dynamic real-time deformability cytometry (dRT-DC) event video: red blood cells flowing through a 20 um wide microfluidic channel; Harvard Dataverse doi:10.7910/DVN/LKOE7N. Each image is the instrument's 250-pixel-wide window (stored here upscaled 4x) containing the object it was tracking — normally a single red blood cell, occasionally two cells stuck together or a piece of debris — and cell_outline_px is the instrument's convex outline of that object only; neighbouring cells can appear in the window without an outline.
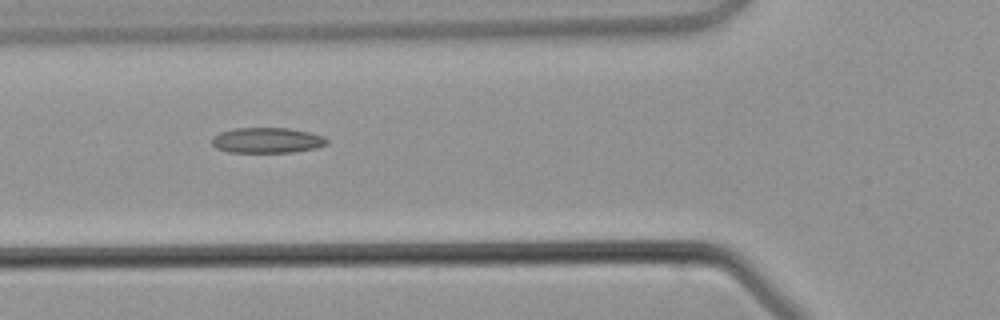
{"species": "common noctule bat (a hibernating species)", "species_latin": "Nyctalus noctula", "temperature_condition": "warm", "stored_images_in_passage": 3, "camera_frame_rate_fps": 3000, "um_per_image_px": 0.085, "animal": {"sex": "male", "body_mass_g": 21.5, "forearm_length_mm": 52.0}, "frame": {"image": 1, "passage_image": 3, "time_ms": 2.333, "image_size_px": [1000, 320], "cell_outline_px": [[328, 144], [316, 148], [292, 152], [228, 152], [216, 148], [212, 144], [212, 136], [220, 132], [236, 128], [288, 128], [308, 132], [324, 136], [328, 140]], "centroid_in_image_um": [22.7, 11.93], "position_along_channel_um": 103.1, "area_um2": 17.05}}